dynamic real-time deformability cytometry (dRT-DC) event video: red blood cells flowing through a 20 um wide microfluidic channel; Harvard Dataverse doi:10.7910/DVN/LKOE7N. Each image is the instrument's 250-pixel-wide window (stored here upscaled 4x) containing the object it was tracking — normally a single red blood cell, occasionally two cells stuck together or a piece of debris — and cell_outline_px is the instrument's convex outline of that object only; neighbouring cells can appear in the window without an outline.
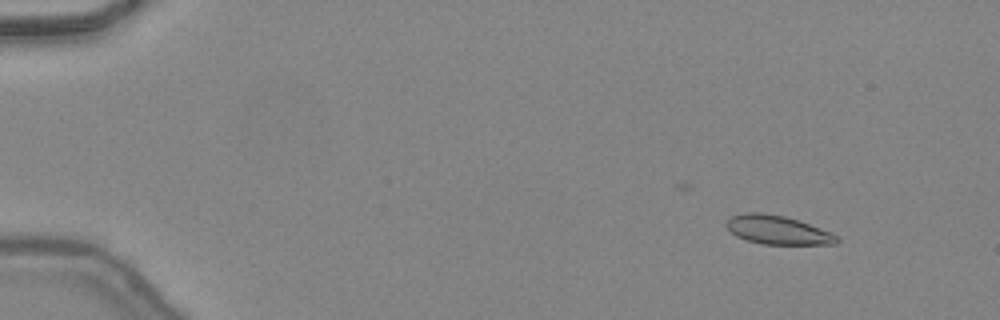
{"species": "common noctule bat (a hibernating species)", "species_latin": "Nyctalus noctula", "temperature_condition": "warm", "stored_images_in_passage": 48, "camera_frame_rate_fps": 3000, "um_per_image_px": 0.085, "animal": {"sex": "female", "body_mass_g": 24.6, "forearm_length_mm": 56.2}, "frame": {"image": 1, "passage_image": 6, "time_ms": 1.667, "image_size_px": [1000, 320], "cell_outline_px": [[840, 240], [836, 244], [764, 244], [748, 240], [736, 236], [724, 224], [732, 216], [744, 212], [760, 212], [784, 216], [808, 224], [828, 232], [836, 236]], "centroid_in_image_um": [66.05, 19.54], "position_along_channel_um": 18.9, "area_um2": 18.09}}
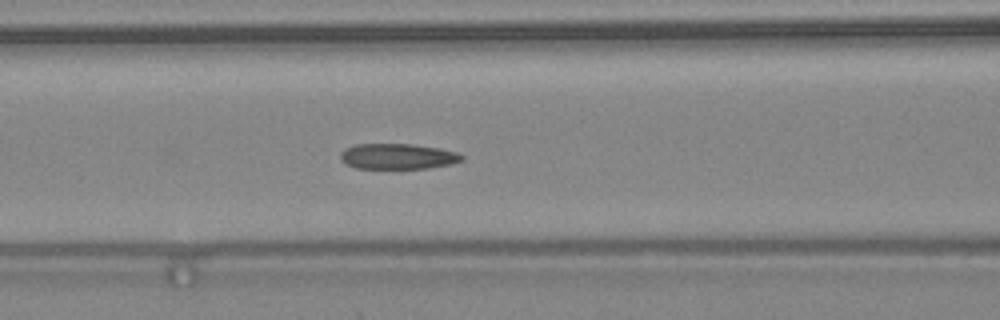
{"frame": {"image": 2, "passage_image": 22, "time_ms": 7.0, "image_size_px": [1000, 320], "cell_outline_px": [[464, 160], [452, 164], [428, 168], [356, 168], [344, 164], [340, 160], [340, 152], [344, 148], [356, 144], [412, 144], [440, 148], [456, 152], [464, 156]], "centroid_in_image_um": [33.79, 13.29], "position_along_channel_um": 132.8, "area_um2": 18.26}}
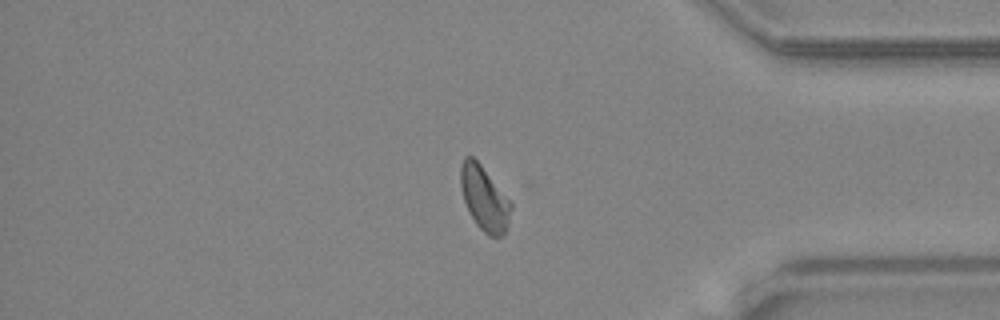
{"frame": {"image": 3, "passage_image": 41, "time_ms": 13.333, "image_size_px": [1000, 320], "cell_outline_px": [[512, 208], [508, 224], [504, 236], [488, 236], [476, 224], [464, 200], [460, 188], [460, 164], [464, 156], [472, 156], [480, 164], [512, 204]], "centroid_in_image_um": [41.15, 16.86], "position_along_channel_um": 394.0, "area_um2": 18.67}, "authors_computed_cell_mechanics": {"area_um2": 18.6116, "velocity_mm_per_s": 4.4297, "shape_relaxation_time_tau1_ms": null, "shape_relaxation_time_tau2_ms": 2.7138, "deformation_change_tau1": null, "deformation_change_tau2": 0.0807}}